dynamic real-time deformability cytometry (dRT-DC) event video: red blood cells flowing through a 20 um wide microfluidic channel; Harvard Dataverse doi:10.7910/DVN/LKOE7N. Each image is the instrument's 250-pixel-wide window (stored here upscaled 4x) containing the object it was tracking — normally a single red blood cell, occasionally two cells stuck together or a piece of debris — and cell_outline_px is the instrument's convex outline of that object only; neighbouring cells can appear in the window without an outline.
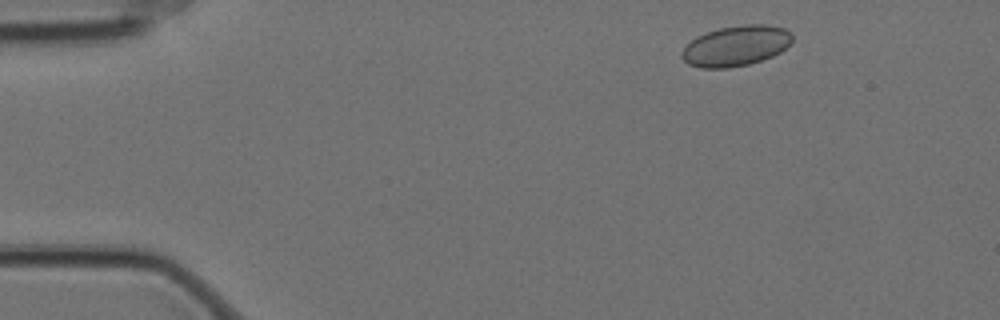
{"species": "Egyptian fruit bat (a non-hibernating species)", "species_latin": "Rousettus aegyptiacus", "temperature_condition": "cold", "stored_images_in_passage": 39, "camera_frame_rate_fps": 3000, "um_per_image_px": 0.085, "animal": {"sex": "female"}, "frame": {"image": 1, "passage_image": 1, "time_ms": 0.0, "image_size_px": [1000, 320], "cell_outline_px": [[792, 40], [780, 52], [772, 56], [748, 64], [728, 68], [700, 68], [688, 64], [680, 56], [680, 52], [696, 36], [720, 28], [744, 24], [764, 24], [784, 28], [792, 36]], "centroid_in_image_um": [62.52, 3.9], "position_along_channel_um": 22.5, "area_um2": 25.78}}
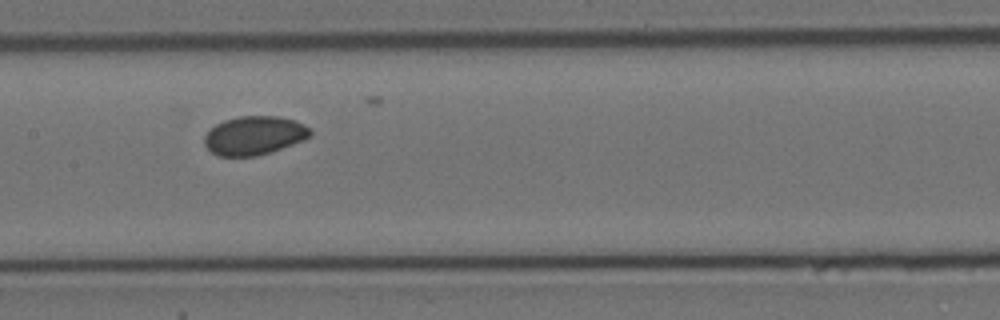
{"frame": {"image": 2, "passage_image": 22, "time_ms": 7.0, "image_size_px": [1000, 320], "cell_outline_px": [[312, 132], [304, 140], [256, 156], [216, 156], [204, 144], [204, 136], [216, 124], [224, 120], [240, 116], [280, 116], [296, 120], [304, 124]], "centroid_in_image_um": [21.6, 11.51], "position_along_channel_um": 185.8, "area_um2": 23.7}}
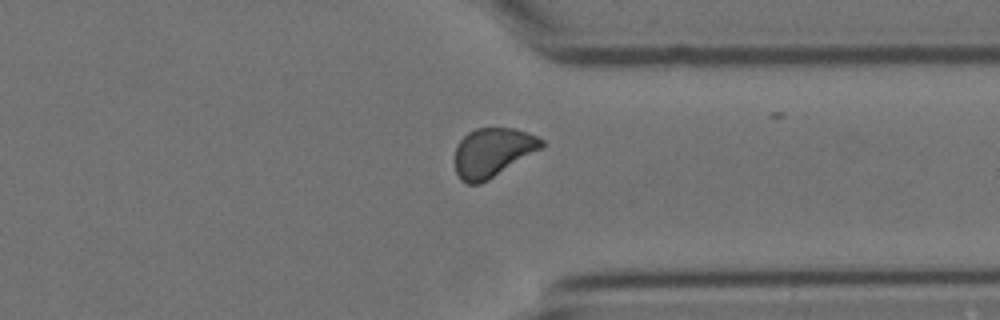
{"frame": {"image": 3, "passage_image": 38, "time_ms": 12.333, "image_size_px": [1000, 320], "cell_outline_px": [[544, 144], [540, 148], [488, 180], [480, 184], [468, 184], [460, 180], [456, 172], [456, 144], [468, 132], [476, 128], [512, 128], [528, 132], [544, 140]], "centroid_in_image_um": [41.84, 12.95], "position_along_channel_um": 369.6, "area_um2": 24.39}}